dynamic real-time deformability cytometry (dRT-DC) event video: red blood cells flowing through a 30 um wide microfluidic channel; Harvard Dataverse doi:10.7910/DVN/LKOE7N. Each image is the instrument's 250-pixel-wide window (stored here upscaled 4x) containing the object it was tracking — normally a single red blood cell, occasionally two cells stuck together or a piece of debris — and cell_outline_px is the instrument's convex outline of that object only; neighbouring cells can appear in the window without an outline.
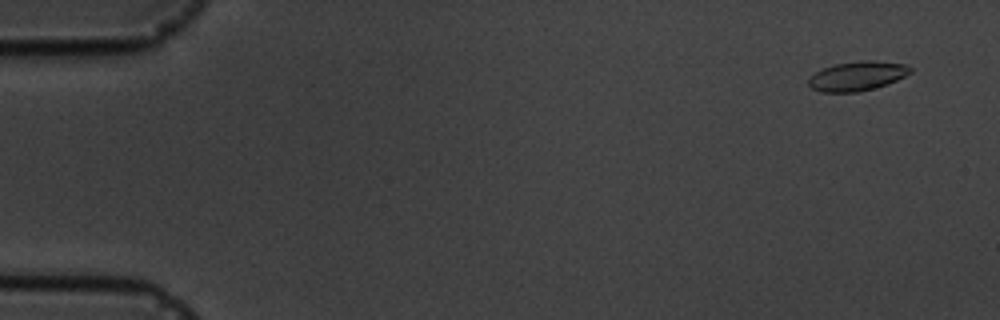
{"species": "common noctule bat (a hibernating species)", "species_latin": "Nyctalus noctula", "temperature_condition": "cold", "stored_images_in_passage": 5, "camera_frame_rate_fps": 3000, "um_per_image_px": 0.085, "animal": {"sex": "male", "body_mass_g": 19.5, "forearm_length_mm": 54.6}, "frame": {"image": 1, "passage_image": 2, "time_ms": 1.0, "image_size_px": [1000, 320], "cell_outline_px": [[912, 72], [888, 84], [856, 92], [820, 92], [812, 88], [808, 84], [808, 80], [816, 72], [824, 68], [836, 64], [860, 60], [872, 60], [908, 64], [912, 68]], "centroid_in_image_um": [72.9, 6.45], "position_along_channel_um": 12.1, "area_um2": 17.34}}
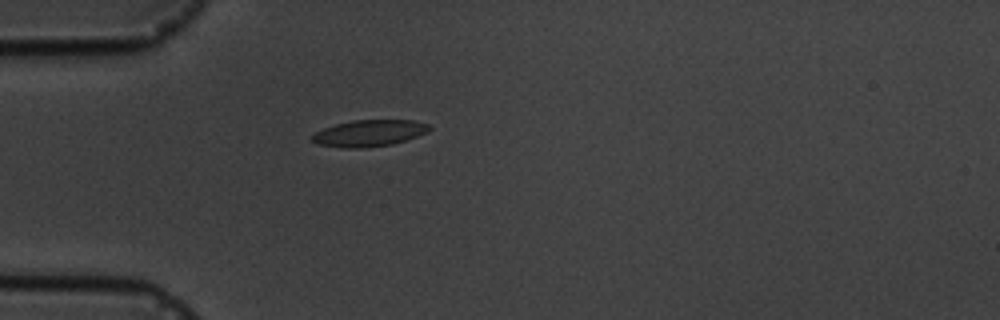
{"frame": {"image": 2, "passage_image": 5, "time_ms": 5.333, "image_size_px": [1000, 320], "cell_outline_px": [[432, 128], [428, 132], [392, 144], [360, 148], [348, 148], [320, 144], [312, 140], [312, 136], [316, 132], [324, 128], [336, 124], [352, 120], [412, 120], [428, 124]], "centroid_in_image_um": [31.41, 11.31], "position_along_channel_um": 53.6, "area_um2": 17.8}}